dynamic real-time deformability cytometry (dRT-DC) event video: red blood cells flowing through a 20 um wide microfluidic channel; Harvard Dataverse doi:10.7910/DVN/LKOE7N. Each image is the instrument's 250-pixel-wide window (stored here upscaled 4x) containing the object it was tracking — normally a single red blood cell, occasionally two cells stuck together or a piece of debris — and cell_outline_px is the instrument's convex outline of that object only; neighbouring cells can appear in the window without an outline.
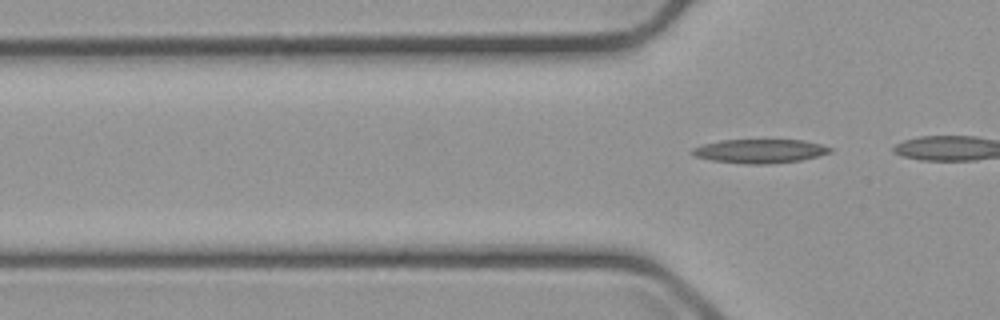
{"species": "common noctule bat (a hibernating species)", "species_latin": "Nyctalus noctula", "temperature_condition": "cold", "stored_images_in_passage": 7, "segment_of_instrument_passage": [2, 2], "camera_frame_rate_fps": 3000, "um_per_image_px": 0.085, "animal": {"sex": "male", "body_mass_g": 23.1, "forearm_length_mm": 52.7}, "frame": {"image": 1, "passage_image": 7, "time_ms": 8.0, "image_size_px": [1000, 320], "cell_outline_px": [[832, 152], [820, 156], [800, 160], [768, 164], [744, 164], [712, 160], [696, 156], [688, 152], [692, 148], [704, 144], [720, 140], [800, 140], [820, 144], [832, 148]], "centroid_in_image_um": [64.58, 12.84], "position_along_channel_um": 61.2, "area_um2": 19.19}}